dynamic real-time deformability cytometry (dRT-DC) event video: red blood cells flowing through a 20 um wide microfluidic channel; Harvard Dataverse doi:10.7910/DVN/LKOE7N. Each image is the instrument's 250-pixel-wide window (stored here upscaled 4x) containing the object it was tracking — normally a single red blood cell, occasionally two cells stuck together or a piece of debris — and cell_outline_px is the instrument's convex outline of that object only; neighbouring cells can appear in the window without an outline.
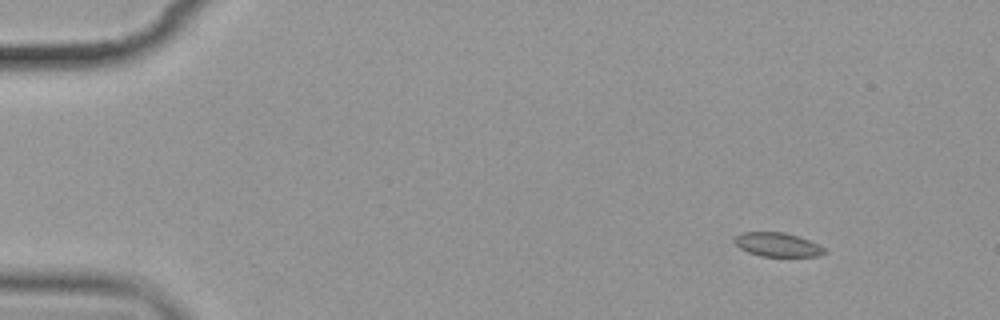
{"species": "common noctule bat (a hibernating species)", "species_latin": "Nyctalus noctula", "temperature_condition": "cold", "stored_images_in_passage": 4, "camera_frame_rate_fps": 3000, "um_per_image_px": 0.085, "animal": {"sex": "female", "body_mass_g": 19.9}, "frame": {"image": 1, "passage_image": 1, "time_ms": 0.0, "image_size_px": [1000, 320], "cell_outline_px": [[828, 252], [820, 256], [760, 256], [748, 252], [740, 248], [732, 240], [740, 232], [784, 232], [808, 240], [824, 248]], "centroid_in_image_um": [66.06, 20.79], "position_along_channel_um": 18.9, "area_um2": 12.48}}